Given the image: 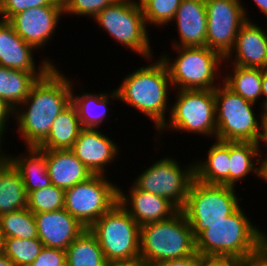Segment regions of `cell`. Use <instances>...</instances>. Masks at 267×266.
Listing matches in <instances>:
<instances>
[{
	"instance_id": "obj_17",
	"label": "cell",
	"mask_w": 267,
	"mask_h": 266,
	"mask_svg": "<svg viewBox=\"0 0 267 266\" xmlns=\"http://www.w3.org/2000/svg\"><path fill=\"white\" fill-rule=\"evenodd\" d=\"M118 188V203L140 225L158 222L174 216L179 209L162 196L137 189L134 185L125 196ZM130 204L131 207L128 205ZM128 206V207H127Z\"/></svg>"
},
{
	"instance_id": "obj_22",
	"label": "cell",
	"mask_w": 267,
	"mask_h": 266,
	"mask_svg": "<svg viewBox=\"0 0 267 266\" xmlns=\"http://www.w3.org/2000/svg\"><path fill=\"white\" fill-rule=\"evenodd\" d=\"M259 145L253 142L229 141V186L234 187L239 180L245 179L251 171H254L258 176L257 178L264 179V160L261 159L262 153ZM254 160L258 164L260 163L258 167L255 166Z\"/></svg>"
},
{
	"instance_id": "obj_10",
	"label": "cell",
	"mask_w": 267,
	"mask_h": 266,
	"mask_svg": "<svg viewBox=\"0 0 267 266\" xmlns=\"http://www.w3.org/2000/svg\"><path fill=\"white\" fill-rule=\"evenodd\" d=\"M118 188L104 175H93L65 190L64 209L89 229L118 203Z\"/></svg>"
},
{
	"instance_id": "obj_4",
	"label": "cell",
	"mask_w": 267,
	"mask_h": 266,
	"mask_svg": "<svg viewBox=\"0 0 267 266\" xmlns=\"http://www.w3.org/2000/svg\"><path fill=\"white\" fill-rule=\"evenodd\" d=\"M194 253L195 237L181 210L168 219L140 227V262L144 266L184 258Z\"/></svg>"
},
{
	"instance_id": "obj_11",
	"label": "cell",
	"mask_w": 267,
	"mask_h": 266,
	"mask_svg": "<svg viewBox=\"0 0 267 266\" xmlns=\"http://www.w3.org/2000/svg\"><path fill=\"white\" fill-rule=\"evenodd\" d=\"M235 190L232 186L206 184L194 178L181 211L188 223L223 221L240 207L242 198L236 197Z\"/></svg>"
},
{
	"instance_id": "obj_49",
	"label": "cell",
	"mask_w": 267,
	"mask_h": 266,
	"mask_svg": "<svg viewBox=\"0 0 267 266\" xmlns=\"http://www.w3.org/2000/svg\"><path fill=\"white\" fill-rule=\"evenodd\" d=\"M264 160V180L267 181V157Z\"/></svg>"
},
{
	"instance_id": "obj_7",
	"label": "cell",
	"mask_w": 267,
	"mask_h": 266,
	"mask_svg": "<svg viewBox=\"0 0 267 266\" xmlns=\"http://www.w3.org/2000/svg\"><path fill=\"white\" fill-rule=\"evenodd\" d=\"M175 49L178 56L174 61L170 62L165 54L161 57L174 88L211 90L219 85L214 81L218 78L219 64L225 61L220 53L207 46L175 47Z\"/></svg>"
},
{
	"instance_id": "obj_1",
	"label": "cell",
	"mask_w": 267,
	"mask_h": 266,
	"mask_svg": "<svg viewBox=\"0 0 267 266\" xmlns=\"http://www.w3.org/2000/svg\"><path fill=\"white\" fill-rule=\"evenodd\" d=\"M74 84L53 66L31 87L29 95L14 111L20 136L27 147H38L48 136L52 124L70 103Z\"/></svg>"
},
{
	"instance_id": "obj_41",
	"label": "cell",
	"mask_w": 267,
	"mask_h": 266,
	"mask_svg": "<svg viewBox=\"0 0 267 266\" xmlns=\"http://www.w3.org/2000/svg\"><path fill=\"white\" fill-rule=\"evenodd\" d=\"M14 109L9 106L5 101L0 99V128L5 131L7 128L8 116H14Z\"/></svg>"
},
{
	"instance_id": "obj_32",
	"label": "cell",
	"mask_w": 267,
	"mask_h": 266,
	"mask_svg": "<svg viewBox=\"0 0 267 266\" xmlns=\"http://www.w3.org/2000/svg\"><path fill=\"white\" fill-rule=\"evenodd\" d=\"M44 248L39 238L20 239L5 238L4 254L8 256L15 266H29Z\"/></svg>"
},
{
	"instance_id": "obj_40",
	"label": "cell",
	"mask_w": 267,
	"mask_h": 266,
	"mask_svg": "<svg viewBox=\"0 0 267 266\" xmlns=\"http://www.w3.org/2000/svg\"><path fill=\"white\" fill-rule=\"evenodd\" d=\"M202 258L203 257L196 252L184 258L164 260L153 266H202Z\"/></svg>"
},
{
	"instance_id": "obj_27",
	"label": "cell",
	"mask_w": 267,
	"mask_h": 266,
	"mask_svg": "<svg viewBox=\"0 0 267 266\" xmlns=\"http://www.w3.org/2000/svg\"><path fill=\"white\" fill-rule=\"evenodd\" d=\"M72 91L71 94V103L75 106L78 117L80 119L81 125L83 128H92L98 129L102 122H104L107 115V111L109 108L107 104H109L108 100L111 96V99H118V94L116 90L110 94L108 93H84L83 95H76ZM80 96V97H79Z\"/></svg>"
},
{
	"instance_id": "obj_24",
	"label": "cell",
	"mask_w": 267,
	"mask_h": 266,
	"mask_svg": "<svg viewBox=\"0 0 267 266\" xmlns=\"http://www.w3.org/2000/svg\"><path fill=\"white\" fill-rule=\"evenodd\" d=\"M204 162H194L195 179L206 184L229 186V141L216 140Z\"/></svg>"
},
{
	"instance_id": "obj_34",
	"label": "cell",
	"mask_w": 267,
	"mask_h": 266,
	"mask_svg": "<svg viewBox=\"0 0 267 266\" xmlns=\"http://www.w3.org/2000/svg\"><path fill=\"white\" fill-rule=\"evenodd\" d=\"M182 0H139L146 25H168Z\"/></svg>"
},
{
	"instance_id": "obj_29",
	"label": "cell",
	"mask_w": 267,
	"mask_h": 266,
	"mask_svg": "<svg viewBox=\"0 0 267 266\" xmlns=\"http://www.w3.org/2000/svg\"><path fill=\"white\" fill-rule=\"evenodd\" d=\"M66 266H105L106 259L96 236L84 230L65 250Z\"/></svg>"
},
{
	"instance_id": "obj_50",
	"label": "cell",
	"mask_w": 267,
	"mask_h": 266,
	"mask_svg": "<svg viewBox=\"0 0 267 266\" xmlns=\"http://www.w3.org/2000/svg\"><path fill=\"white\" fill-rule=\"evenodd\" d=\"M263 145H265V147H267V131H266L265 141H264V144Z\"/></svg>"
},
{
	"instance_id": "obj_26",
	"label": "cell",
	"mask_w": 267,
	"mask_h": 266,
	"mask_svg": "<svg viewBox=\"0 0 267 266\" xmlns=\"http://www.w3.org/2000/svg\"><path fill=\"white\" fill-rule=\"evenodd\" d=\"M47 72H25L0 66V99L16 110L32 85Z\"/></svg>"
},
{
	"instance_id": "obj_23",
	"label": "cell",
	"mask_w": 267,
	"mask_h": 266,
	"mask_svg": "<svg viewBox=\"0 0 267 266\" xmlns=\"http://www.w3.org/2000/svg\"><path fill=\"white\" fill-rule=\"evenodd\" d=\"M27 154L13 157L8 156V161L18 171L27 195L37 189H42L50 186L51 179L49 178L45 154L37 147H26ZM29 152V154H28Z\"/></svg>"
},
{
	"instance_id": "obj_38",
	"label": "cell",
	"mask_w": 267,
	"mask_h": 266,
	"mask_svg": "<svg viewBox=\"0 0 267 266\" xmlns=\"http://www.w3.org/2000/svg\"><path fill=\"white\" fill-rule=\"evenodd\" d=\"M202 266H244V260L235 256H207L202 258Z\"/></svg>"
},
{
	"instance_id": "obj_33",
	"label": "cell",
	"mask_w": 267,
	"mask_h": 266,
	"mask_svg": "<svg viewBox=\"0 0 267 266\" xmlns=\"http://www.w3.org/2000/svg\"><path fill=\"white\" fill-rule=\"evenodd\" d=\"M65 191L51 184L28 194L27 208L32 213L51 212L64 208Z\"/></svg>"
},
{
	"instance_id": "obj_19",
	"label": "cell",
	"mask_w": 267,
	"mask_h": 266,
	"mask_svg": "<svg viewBox=\"0 0 267 266\" xmlns=\"http://www.w3.org/2000/svg\"><path fill=\"white\" fill-rule=\"evenodd\" d=\"M257 25L247 20L240 27L234 50L225 57L227 64L236 53L233 61L236 66L267 68V32Z\"/></svg>"
},
{
	"instance_id": "obj_5",
	"label": "cell",
	"mask_w": 267,
	"mask_h": 266,
	"mask_svg": "<svg viewBox=\"0 0 267 266\" xmlns=\"http://www.w3.org/2000/svg\"><path fill=\"white\" fill-rule=\"evenodd\" d=\"M216 103V140L258 143L265 141L263 113L260 123L254 103L245 100L225 84L214 89ZM262 130V131H261Z\"/></svg>"
},
{
	"instance_id": "obj_6",
	"label": "cell",
	"mask_w": 267,
	"mask_h": 266,
	"mask_svg": "<svg viewBox=\"0 0 267 266\" xmlns=\"http://www.w3.org/2000/svg\"><path fill=\"white\" fill-rule=\"evenodd\" d=\"M140 225L119 203L89 230L96 236L107 262L140 261Z\"/></svg>"
},
{
	"instance_id": "obj_39",
	"label": "cell",
	"mask_w": 267,
	"mask_h": 266,
	"mask_svg": "<svg viewBox=\"0 0 267 266\" xmlns=\"http://www.w3.org/2000/svg\"><path fill=\"white\" fill-rule=\"evenodd\" d=\"M244 266H267V239L244 259Z\"/></svg>"
},
{
	"instance_id": "obj_15",
	"label": "cell",
	"mask_w": 267,
	"mask_h": 266,
	"mask_svg": "<svg viewBox=\"0 0 267 266\" xmlns=\"http://www.w3.org/2000/svg\"><path fill=\"white\" fill-rule=\"evenodd\" d=\"M118 149L107 135L97 129L83 128L70 150L93 175H104L105 166L117 158Z\"/></svg>"
},
{
	"instance_id": "obj_8",
	"label": "cell",
	"mask_w": 267,
	"mask_h": 266,
	"mask_svg": "<svg viewBox=\"0 0 267 266\" xmlns=\"http://www.w3.org/2000/svg\"><path fill=\"white\" fill-rule=\"evenodd\" d=\"M93 19L121 45H125L145 59L152 57L151 43L146 29L148 26H146L139 2L116 0Z\"/></svg>"
},
{
	"instance_id": "obj_25",
	"label": "cell",
	"mask_w": 267,
	"mask_h": 266,
	"mask_svg": "<svg viewBox=\"0 0 267 266\" xmlns=\"http://www.w3.org/2000/svg\"><path fill=\"white\" fill-rule=\"evenodd\" d=\"M83 129L75 106L70 103L55 118L47 138L38 149H71Z\"/></svg>"
},
{
	"instance_id": "obj_48",
	"label": "cell",
	"mask_w": 267,
	"mask_h": 266,
	"mask_svg": "<svg viewBox=\"0 0 267 266\" xmlns=\"http://www.w3.org/2000/svg\"><path fill=\"white\" fill-rule=\"evenodd\" d=\"M263 124L265 127V130L267 131V104L263 107Z\"/></svg>"
},
{
	"instance_id": "obj_20",
	"label": "cell",
	"mask_w": 267,
	"mask_h": 266,
	"mask_svg": "<svg viewBox=\"0 0 267 266\" xmlns=\"http://www.w3.org/2000/svg\"><path fill=\"white\" fill-rule=\"evenodd\" d=\"M172 21H176L180 37V41L172 43L174 47L206 46L205 0H182Z\"/></svg>"
},
{
	"instance_id": "obj_21",
	"label": "cell",
	"mask_w": 267,
	"mask_h": 266,
	"mask_svg": "<svg viewBox=\"0 0 267 266\" xmlns=\"http://www.w3.org/2000/svg\"><path fill=\"white\" fill-rule=\"evenodd\" d=\"M46 158L51 183L64 191L88 180L92 172L76 157L70 149H41Z\"/></svg>"
},
{
	"instance_id": "obj_30",
	"label": "cell",
	"mask_w": 267,
	"mask_h": 266,
	"mask_svg": "<svg viewBox=\"0 0 267 266\" xmlns=\"http://www.w3.org/2000/svg\"><path fill=\"white\" fill-rule=\"evenodd\" d=\"M233 74L222 77L224 84L245 100L255 104L262 97L263 69L233 65Z\"/></svg>"
},
{
	"instance_id": "obj_3",
	"label": "cell",
	"mask_w": 267,
	"mask_h": 266,
	"mask_svg": "<svg viewBox=\"0 0 267 266\" xmlns=\"http://www.w3.org/2000/svg\"><path fill=\"white\" fill-rule=\"evenodd\" d=\"M168 69L160 58L126 75L116 91L118 100L124 101L154 121L156 131L166 123L169 86Z\"/></svg>"
},
{
	"instance_id": "obj_12",
	"label": "cell",
	"mask_w": 267,
	"mask_h": 266,
	"mask_svg": "<svg viewBox=\"0 0 267 266\" xmlns=\"http://www.w3.org/2000/svg\"><path fill=\"white\" fill-rule=\"evenodd\" d=\"M177 162L169 157L154 162L134 180L133 185L139 190L166 198L182 210L195 172L194 163L182 170Z\"/></svg>"
},
{
	"instance_id": "obj_47",
	"label": "cell",
	"mask_w": 267,
	"mask_h": 266,
	"mask_svg": "<svg viewBox=\"0 0 267 266\" xmlns=\"http://www.w3.org/2000/svg\"><path fill=\"white\" fill-rule=\"evenodd\" d=\"M4 247H5V237L0 231V255L4 254Z\"/></svg>"
},
{
	"instance_id": "obj_42",
	"label": "cell",
	"mask_w": 267,
	"mask_h": 266,
	"mask_svg": "<svg viewBox=\"0 0 267 266\" xmlns=\"http://www.w3.org/2000/svg\"><path fill=\"white\" fill-rule=\"evenodd\" d=\"M262 96H265V101L262 102V106L264 107L267 104V68L263 69L262 76Z\"/></svg>"
},
{
	"instance_id": "obj_18",
	"label": "cell",
	"mask_w": 267,
	"mask_h": 266,
	"mask_svg": "<svg viewBox=\"0 0 267 266\" xmlns=\"http://www.w3.org/2000/svg\"><path fill=\"white\" fill-rule=\"evenodd\" d=\"M34 50L36 49L27 44L8 21L0 19V66L25 72H48L55 66L49 59H45L37 71L32 54Z\"/></svg>"
},
{
	"instance_id": "obj_2",
	"label": "cell",
	"mask_w": 267,
	"mask_h": 266,
	"mask_svg": "<svg viewBox=\"0 0 267 266\" xmlns=\"http://www.w3.org/2000/svg\"><path fill=\"white\" fill-rule=\"evenodd\" d=\"M195 237L196 252L202 257L235 256L247 258L267 235L252 225L241 206L217 223H189Z\"/></svg>"
},
{
	"instance_id": "obj_13",
	"label": "cell",
	"mask_w": 267,
	"mask_h": 266,
	"mask_svg": "<svg viewBox=\"0 0 267 266\" xmlns=\"http://www.w3.org/2000/svg\"><path fill=\"white\" fill-rule=\"evenodd\" d=\"M206 46L224 58L233 50L240 27L248 20L240 0H205Z\"/></svg>"
},
{
	"instance_id": "obj_43",
	"label": "cell",
	"mask_w": 267,
	"mask_h": 266,
	"mask_svg": "<svg viewBox=\"0 0 267 266\" xmlns=\"http://www.w3.org/2000/svg\"><path fill=\"white\" fill-rule=\"evenodd\" d=\"M105 266H144L140 261L132 262H106Z\"/></svg>"
},
{
	"instance_id": "obj_31",
	"label": "cell",
	"mask_w": 267,
	"mask_h": 266,
	"mask_svg": "<svg viewBox=\"0 0 267 266\" xmlns=\"http://www.w3.org/2000/svg\"><path fill=\"white\" fill-rule=\"evenodd\" d=\"M0 231L5 238H38L36 220L28 208L0 215Z\"/></svg>"
},
{
	"instance_id": "obj_46",
	"label": "cell",
	"mask_w": 267,
	"mask_h": 266,
	"mask_svg": "<svg viewBox=\"0 0 267 266\" xmlns=\"http://www.w3.org/2000/svg\"><path fill=\"white\" fill-rule=\"evenodd\" d=\"M0 266H15L12 260L5 254L0 255Z\"/></svg>"
},
{
	"instance_id": "obj_16",
	"label": "cell",
	"mask_w": 267,
	"mask_h": 266,
	"mask_svg": "<svg viewBox=\"0 0 267 266\" xmlns=\"http://www.w3.org/2000/svg\"><path fill=\"white\" fill-rule=\"evenodd\" d=\"M44 247L66 250L86 228L64 208L33 213Z\"/></svg>"
},
{
	"instance_id": "obj_45",
	"label": "cell",
	"mask_w": 267,
	"mask_h": 266,
	"mask_svg": "<svg viewBox=\"0 0 267 266\" xmlns=\"http://www.w3.org/2000/svg\"><path fill=\"white\" fill-rule=\"evenodd\" d=\"M260 11H262L267 16V0H253Z\"/></svg>"
},
{
	"instance_id": "obj_14",
	"label": "cell",
	"mask_w": 267,
	"mask_h": 266,
	"mask_svg": "<svg viewBox=\"0 0 267 266\" xmlns=\"http://www.w3.org/2000/svg\"><path fill=\"white\" fill-rule=\"evenodd\" d=\"M63 14V6H41L21 11L8 22L27 44L37 50L52 38Z\"/></svg>"
},
{
	"instance_id": "obj_35",
	"label": "cell",
	"mask_w": 267,
	"mask_h": 266,
	"mask_svg": "<svg viewBox=\"0 0 267 266\" xmlns=\"http://www.w3.org/2000/svg\"><path fill=\"white\" fill-rule=\"evenodd\" d=\"M64 14L76 16H91L94 18L106 6L112 5L116 0H62Z\"/></svg>"
},
{
	"instance_id": "obj_44",
	"label": "cell",
	"mask_w": 267,
	"mask_h": 266,
	"mask_svg": "<svg viewBox=\"0 0 267 266\" xmlns=\"http://www.w3.org/2000/svg\"><path fill=\"white\" fill-rule=\"evenodd\" d=\"M1 128H0V167L5 164L8 161V156H6L5 154L3 155V151H1V145H2V139H3V135L5 134Z\"/></svg>"
},
{
	"instance_id": "obj_37",
	"label": "cell",
	"mask_w": 267,
	"mask_h": 266,
	"mask_svg": "<svg viewBox=\"0 0 267 266\" xmlns=\"http://www.w3.org/2000/svg\"><path fill=\"white\" fill-rule=\"evenodd\" d=\"M66 251L44 247L29 266H66Z\"/></svg>"
},
{
	"instance_id": "obj_28",
	"label": "cell",
	"mask_w": 267,
	"mask_h": 266,
	"mask_svg": "<svg viewBox=\"0 0 267 266\" xmlns=\"http://www.w3.org/2000/svg\"><path fill=\"white\" fill-rule=\"evenodd\" d=\"M27 199L23 179L7 161L0 167V215L27 208Z\"/></svg>"
},
{
	"instance_id": "obj_36",
	"label": "cell",
	"mask_w": 267,
	"mask_h": 266,
	"mask_svg": "<svg viewBox=\"0 0 267 266\" xmlns=\"http://www.w3.org/2000/svg\"><path fill=\"white\" fill-rule=\"evenodd\" d=\"M63 6L62 0H5L0 5L1 20L8 21L13 15L35 7Z\"/></svg>"
},
{
	"instance_id": "obj_9",
	"label": "cell",
	"mask_w": 267,
	"mask_h": 266,
	"mask_svg": "<svg viewBox=\"0 0 267 266\" xmlns=\"http://www.w3.org/2000/svg\"><path fill=\"white\" fill-rule=\"evenodd\" d=\"M176 102L169 109V123H164L159 133L172 128L175 131L194 132L216 137V103L214 89L178 90Z\"/></svg>"
}]
</instances>
